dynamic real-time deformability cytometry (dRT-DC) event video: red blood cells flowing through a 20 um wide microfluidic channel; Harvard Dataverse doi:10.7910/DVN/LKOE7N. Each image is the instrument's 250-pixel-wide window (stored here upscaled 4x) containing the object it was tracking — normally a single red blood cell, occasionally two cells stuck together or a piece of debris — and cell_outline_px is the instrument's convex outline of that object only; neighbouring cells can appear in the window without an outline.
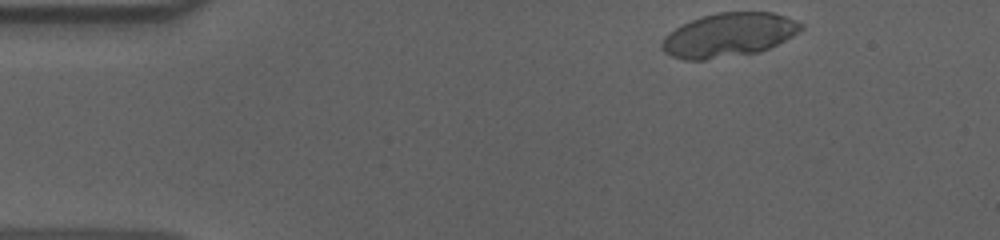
{"species": "human", "species_latin": "Homo sapiens", "temperature_condition": "cold", "stored_images_in_passage": 50, "camera_frame_rate_fps": 3000, "um_per_image_px": 0.085, "donor": {"sex": "male"}, "frame": {"image": 1, "passage_image": 1, "time_ms": 0.0, "image_size_px": [1000, 240], "cell_outline_px": [[804, 28], [792, 36], [760, 52], [704, 60], [684, 60], [672, 56], [664, 52], [660, 48], [660, 44], [664, 36], [668, 32], [700, 16], [716, 12], [772, 12], [784, 16], [804, 24]], "centroid_in_image_um": [61.91, 2.97], "position_along_channel_um": 23.1, "area_um2": 35.6}}
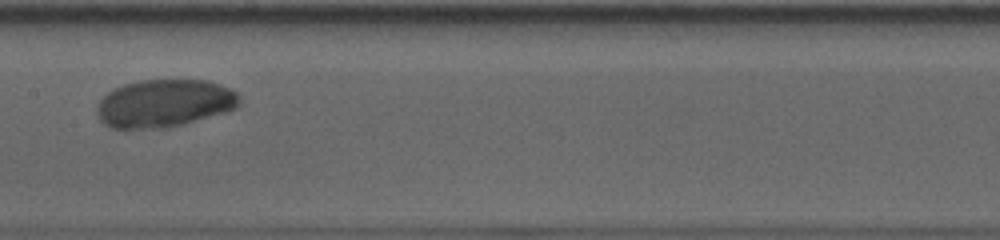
{"frame": {"image": 2, "passage_image": 22, "time_ms": 7.0, "image_size_px": [1000, 240], "cell_outline_px": [[240, 104], [236, 108], [228, 112], [168, 128], [112, 128], [104, 124], [100, 120], [96, 112], [96, 108], [100, 100], [108, 92], [124, 84], [140, 80], [208, 80], [232, 88], [240, 96]], "centroid_in_image_um": [14.01, 8.78], "position_along_channel_um": 193.4, "area_um2": 40.0}}
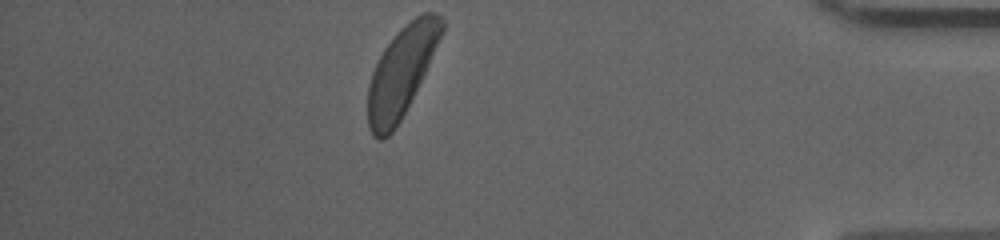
{"frame": {"image": 3, "passage_image": 43, "time_ms": 14.0, "image_size_px": [1000, 240], "cell_outline_px": [[444, 32], [400, 120], [392, 132], [388, 136], [380, 140], [376, 140], [372, 136], [368, 128], [368, 84], [372, 72], [384, 48], [396, 32], [400, 28], [416, 16], [424, 12], [436, 12], [444, 20]], "centroid_in_image_um": [34.1, 6.08], "position_along_channel_um": 401.1, "area_um2": 38.03}, "authors_computed_cell_mechanics": {"area_um2": 39.1017, "velocity_mm_per_s": 3.5672, "shape_relaxation_time_tau1_ms": 2.8313, "shape_relaxation_time_tau2_ms": null, "deformation_change_tau1": 0.1141, "deformation_change_tau2": null}}